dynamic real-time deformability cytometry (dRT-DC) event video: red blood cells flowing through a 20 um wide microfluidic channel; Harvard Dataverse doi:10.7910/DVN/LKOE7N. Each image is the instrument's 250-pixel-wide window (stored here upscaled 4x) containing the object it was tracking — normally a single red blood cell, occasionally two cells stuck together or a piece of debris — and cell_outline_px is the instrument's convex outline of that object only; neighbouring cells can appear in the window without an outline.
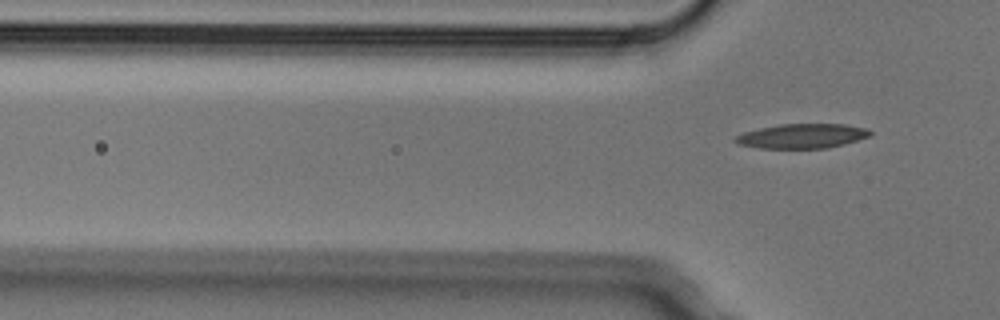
{"species": "Egyptian fruit bat (a non-hibernating species)", "species_latin": "Rousettus aegyptiacus", "temperature_condition": "cold", "stored_images_in_passage": 3, "camera_frame_rate_fps": 3000, "um_per_image_px": 0.085, "animal": {"sex": "male"}, "frame": {"image": 1, "passage_image": 3, "time_ms": 0.667, "image_size_px": [1000, 320], "cell_outline_px": [[872, 136], [844, 144], [828, 148], [760, 148], [736, 144], [732, 140], [736, 136], [744, 132], [760, 128], [780, 124], [844, 124], [868, 128], [872, 132]], "centroid_in_image_um": [68.2, 11.56], "position_along_channel_um": 57.6, "area_um2": 19.42}}